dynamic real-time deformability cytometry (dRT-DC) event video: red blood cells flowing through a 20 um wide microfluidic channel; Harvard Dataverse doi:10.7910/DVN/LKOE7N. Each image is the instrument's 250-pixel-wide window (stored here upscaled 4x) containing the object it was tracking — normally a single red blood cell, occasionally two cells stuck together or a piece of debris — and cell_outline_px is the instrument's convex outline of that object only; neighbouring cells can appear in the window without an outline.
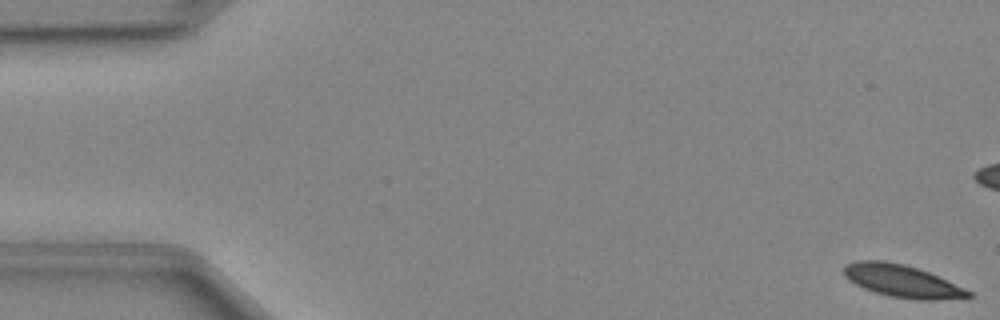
{"species": "Egyptian fruit bat (a non-hibernating species)", "species_latin": "Rousettus aegyptiacus", "temperature_condition": "cold", "stored_images_in_passage": 50, "camera_frame_rate_fps": 3000, "um_per_image_px": 0.085, "animal": {"sex": "female"}, "frame": {"image": 1, "passage_image": 1, "time_ms": 0.0, "image_size_px": [1000, 320], "cell_outline_px": [[972, 296], [968, 300], [916, 300], [888, 296], [864, 288], [848, 280], [844, 276], [844, 264], [856, 260], [884, 260], [904, 264], [928, 272], [964, 288], [972, 292]], "centroid_in_image_um": [76.72, 23.91], "position_along_channel_um": 8.3, "area_um2": 23.87}}
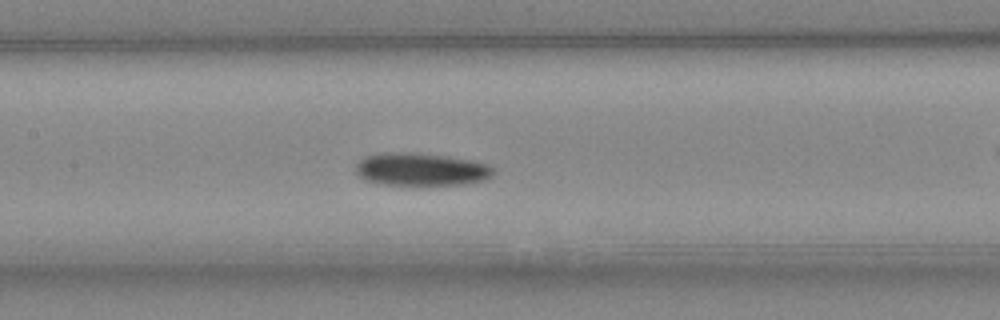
{"frame": {"image": 2, "passage_image": 23, "time_ms": 7.333, "image_size_px": [1000, 320], "cell_outline_px": [[496, 172], [492, 176], [484, 180], [460, 184], [384, 184], [364, 180], [356, 172], [356, 164], [364, 156], [388, 152], [416, 152], [448, 156], [472, 160], [492, 164], [496, 168]], "centroid_in_image_um": [35.84, 14.37], "position_along_channel_um": 171.6, "area_um2": 26.47}}
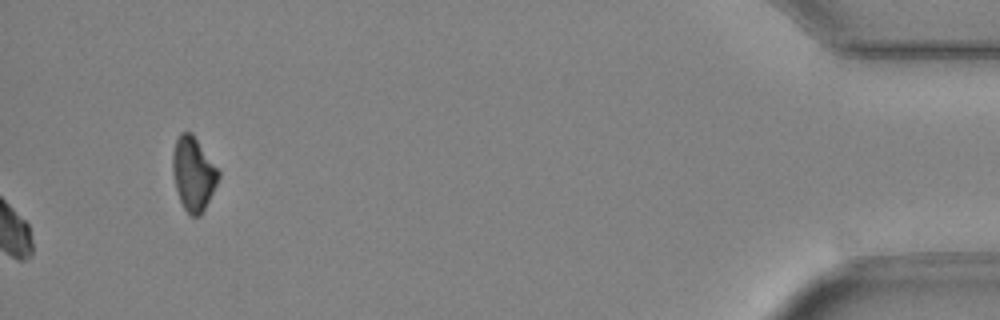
{"frame": {"image": 3, "passage_image": 50, "time_ms": 16.333, "image_size_px": [1000, 320], "cell_outline_px": [[220, 176], [200, 216], [192, 216], [184, 208], [180, 200], [176, 188], [172, 172], [172, 152], [176, 140], [180, 132], [192, 132], [220, 172]], "centroid_in_image_um": [16.41, 14.73], "position_along_channel_um": 418.8, "area_um2": 19.42}}